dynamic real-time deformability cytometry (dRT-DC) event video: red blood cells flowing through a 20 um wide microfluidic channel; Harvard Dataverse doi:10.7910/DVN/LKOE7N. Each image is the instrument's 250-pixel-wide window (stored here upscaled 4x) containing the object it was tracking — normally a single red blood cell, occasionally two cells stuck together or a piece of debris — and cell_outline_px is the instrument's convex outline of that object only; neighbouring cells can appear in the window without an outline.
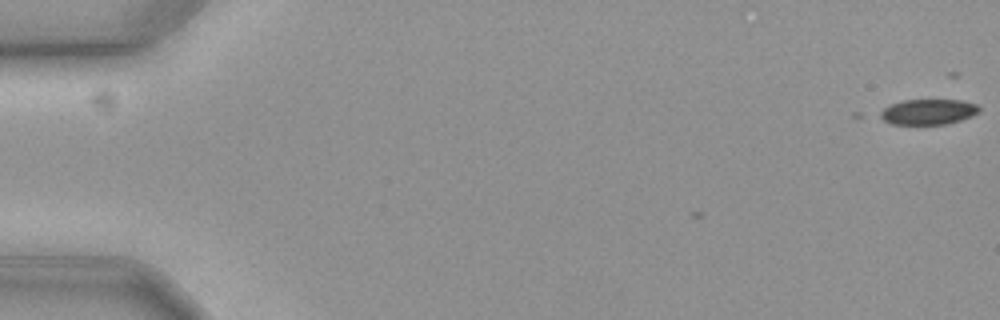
{"species": "common noctule bat (a hibernating species)", "species_latin": "Nyctalus noctula", "temperature_condition": "cold", "stored_images_in_passage": 10, "camera_frame_rate_fps": 3000, "um_per_image_px": 0.085, "animal": {"sex": "female", "body_mass_g": 19.3, "forearm_length_mm": 54.1}, "frame": {"image": 1, "passage_image": 2, "time_ms": 0.333, "image_size_px": [1000, 320], "cell_outline_px": [[980, 108], [972, 116], [948, 124], [892, 124], [876, 116], [876, 112], [892, 104], [904, 100], [960, 100], [976, 104]], "centroid_in_image_um": [78.83, 9.51], "position_along_channel_um": 6.2, "area_um2": 14.68}}